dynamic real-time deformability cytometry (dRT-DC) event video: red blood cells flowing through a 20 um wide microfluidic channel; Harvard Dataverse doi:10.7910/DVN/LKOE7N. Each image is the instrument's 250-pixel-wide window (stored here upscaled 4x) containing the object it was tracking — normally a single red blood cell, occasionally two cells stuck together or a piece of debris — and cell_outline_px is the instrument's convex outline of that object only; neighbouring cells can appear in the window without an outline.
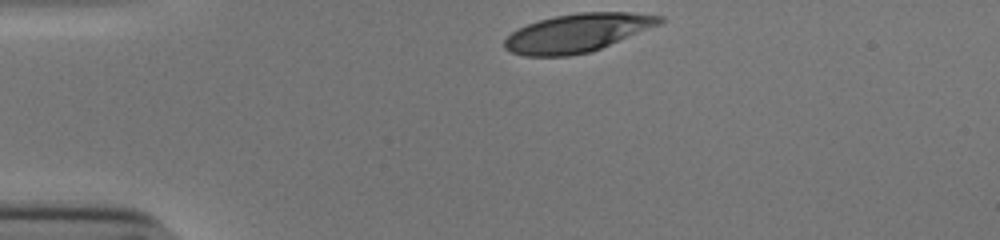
{"species": "human", "species_latin": "Homo sapiens", "temperature_condition": "cold", "stored_images_in_passage": 32, "camera_frame_rate_fps": 3000, "um_per_image_px": 0.085, "donor": {"sex": "male"}, "frame": {"image": 1, "passage_image": 1, "time_ms": 0.0, "image_size_px": [1000, 240], "cell_outline_px": [[664, 20], [660, 24], [592, 52], [568, 56], [524, 56], [512, 52], [504, 48], [504, 40], [512, 32], [528, 24], [540, 20], [556, 16], [576, 12], [628, 12], [664, 16]], "centroid_in_image_um": [49.09, 2.8], "position_along_channel_um": 35.9, "area_um2": 34.56}}
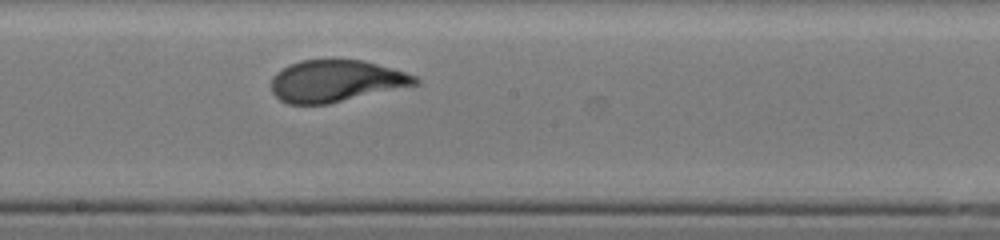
{"frame": {"image": 2, "passage_image": 19, "time_ms": 6.0, "image_size_px": [1000, 240], "cell_outline_px": [[420, 84], [328, 104], [288, 104], [280, 100], [272, 92], [272, 76], [276, 72], [288, 64], [300, 60], [364, 60], [404, 72], [416, 76], [420, 80]], "centroid_in_image_um": [28.54, 6.89], "position_along_channel_um": 219.7, "area_um2": 35.08}}
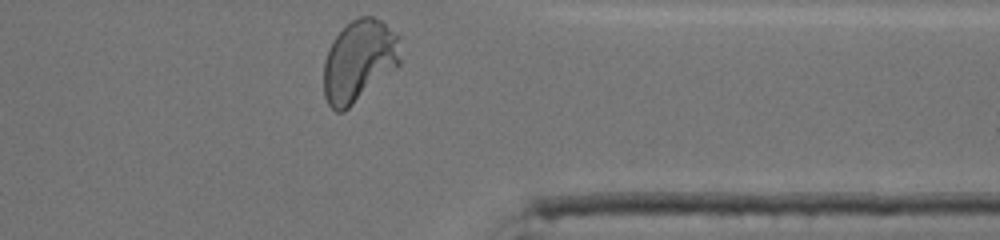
{"frame": {"image": 3, "passage_image": 32, "time_ms": 10.333, "image_size_px": [1000, 240], "cell_outline_px": [[400, 64], [396, 68], [344, 112], [336, 112], [328, 104], [324, 96], [324, 60], [328, 48], [332, 40], [352, 20], [360, 16], [372, 16], [380, 20], [396, 32], [400, 36]], "centroid_in_image_um": [30.52, 5.18], "position_along_channel_um": 380.9, "area_um2": 36.7}, "authors_computed_cell_mechanics": {"area_um2": 35.547, "velocity_mm_per_s": 3.8539, "shape_relaxation_time_tau1_ms": 3.122, "shape_relaxation_time_tau2_ms": null, "deformation_change_tau1": 0.2041, "deformation_change_tau2": null}}